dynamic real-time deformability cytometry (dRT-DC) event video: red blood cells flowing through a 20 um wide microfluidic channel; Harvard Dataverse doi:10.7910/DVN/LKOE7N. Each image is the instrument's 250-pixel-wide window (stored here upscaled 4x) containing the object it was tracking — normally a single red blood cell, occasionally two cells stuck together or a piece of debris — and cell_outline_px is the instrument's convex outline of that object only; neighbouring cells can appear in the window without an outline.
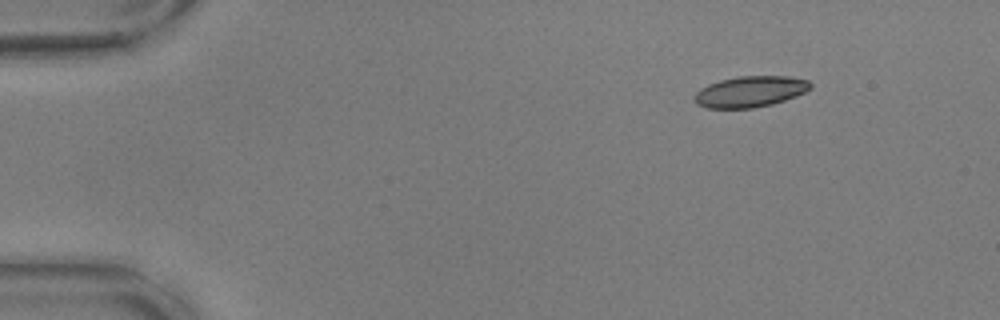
{"species": "common noctule bat (a hibernating species)", "species_latin": "Nyctalus noctula", "temperature_condition": "warm", "stored_images_in_passage": 50, "camera_frame_rate_fps": 3000, "um_per_image_px": 0.085, "animal": {"sex": "male", "body_mass_g": 17.9, "forearm_length_mm": 54.2}, "frame": {"image": 1, "passage_image": 1, "time_ms": 0.0, "image_size_px": [1000, 320], "cell_outline_px": [[812, 88], [796, 96], [772, 104], [752, 108], [708, 108], [696, 104], [692, 100], [692, 96], [700, 88], [708, 84], [720, 80], [740, 76], [788, 76], [808, 80], [812, 84]], "centroid_in_image_um": [63.73, 7.78], "position_along_channel_um": 21.3, "area_um2": 21.1}}
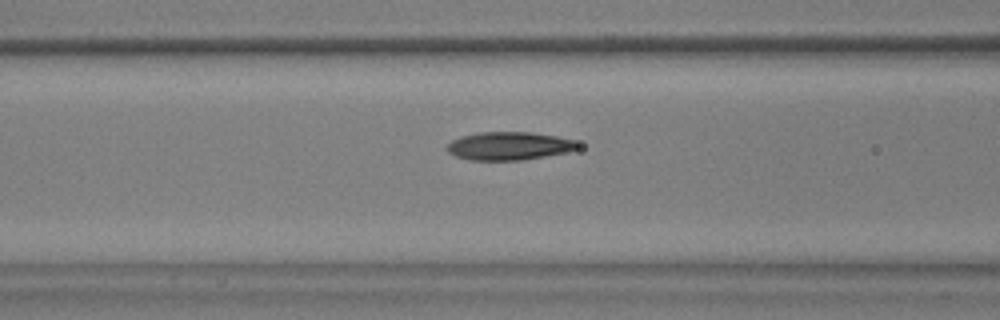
{"frame": {"image": 2, "passage_image": 17, "time_ms": 5.333, "image_size_px": [1000, 320], "cell_outline_px": [[580, 148], [568, 152], [524, 160], [472, 160], [456, 156], [448, 152], [444, 148], [452, 140], [460, 136], [480, 132], [532, 132], [556, 136], [576, 140], [580, 144]], "centroid_in_image_um": [43.3, 12.4], "position_along_channel_um": 123.3, "area_um2": 21.68}}
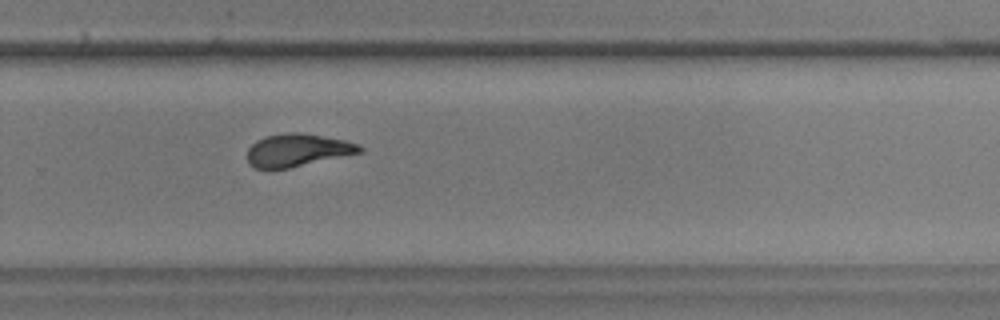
{"frame": {"image": 3, "passage_image": 32, "time_ms": 10.333, "image_size_px": [1000, 320], "cell_outline_px": [[364, 152], [288, 168], [256, 168], [248, 164], [248, 148], [256, 140], [264, 136], [288, 132], [300, 132], [344, 140], [360, 144], [364, 148]], "centroid_in_image_um": [25.31, 12.75], "position_along_channel_um": 304.5, "area_um2": 21.44}, "authors_computed_cell_mechanics": {"area_um2": 21.7617, "velocity_mm_per_s": 3.6282, "shape_relaxation_time_tau1_ms": 4.9416, "shape_relaxation_time_tau2_ms": 2.5394, "deformation_change_tau1": 0.1532, "deformation_change_tau2": 0.0967}}